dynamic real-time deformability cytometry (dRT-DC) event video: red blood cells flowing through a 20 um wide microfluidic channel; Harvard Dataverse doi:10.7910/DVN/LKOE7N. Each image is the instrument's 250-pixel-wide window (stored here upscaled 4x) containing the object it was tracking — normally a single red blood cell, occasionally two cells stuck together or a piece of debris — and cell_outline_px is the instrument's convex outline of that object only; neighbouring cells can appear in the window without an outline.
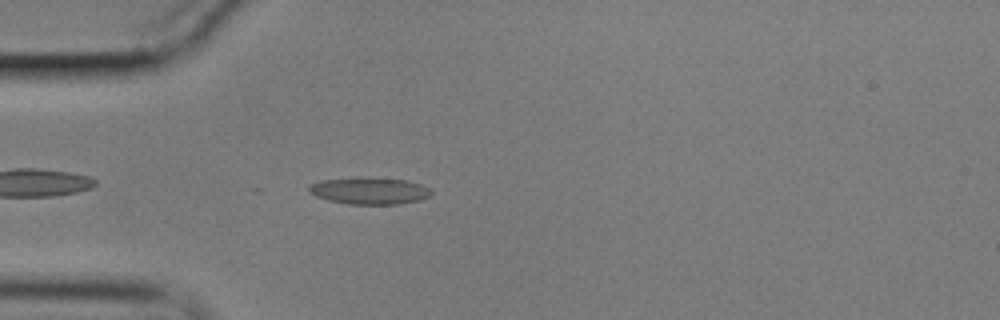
{"species": "common noctule bat (a hibernating species)", "species_latin": "Nyctalus noctula", "temperature_condition": "cold", "stored_images_in_passage": 48, "camera_frame_rate_fps": 3000, "um_per_image_px": 0.085, "animal": {"sex": "male", "body_mass_g": 17.9}, "frame": {"image": 1, "passage_image": 6, "time_ms": 1.667, "image_size_px": [1000, 320], "cell_outline_px": [[432, 192], [428, 196], [420, 200], [396, 204], [348, 204], [328, 200], [316, 196], [308, 192], [308, 184], [320, 180], [360, 176], [368, 176], [404, 180], [420, 184], [428, 188]], "centroid_in_image_um": [31.33, 16.19], "position_along_channel_um": 53.7, "area_um2": 19.42}}
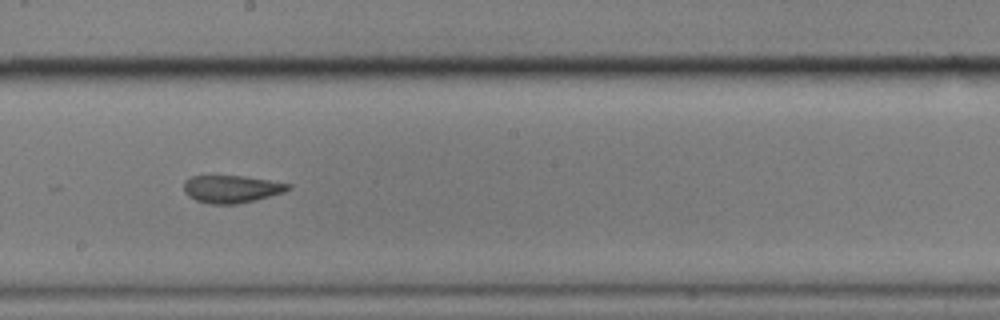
{"frame": {"image": 2, "passage_image": 22, "time_ms": 7.0, "image_size_px": [1000, 320], "cell_outline_px": [[292, 188], [284, 192], [256, 200], [236, 204], [208, 204], [196, 200], [188, 196], [184, 192], [184, 180], [192, 176], [244, 176], [292, 184]], "centroid_in_image_um": [19.68, 16.07], "position_along_channel_um": 228.5, "area_um2": 16.82}}
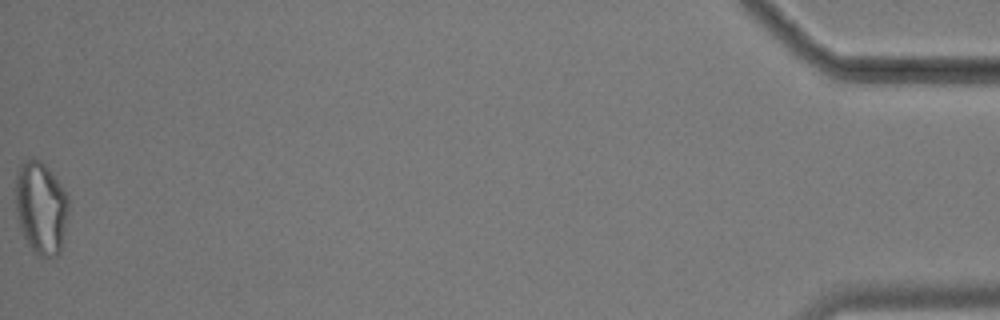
{"frame": {"image": 3, "passage_image": 48, "time_ms": 15.667, "image_size_px": [1000, 320], "cell_outline_px": [[68, 208], [60, 252], [56, 256], [40, 256], [28, 244], [20, 228], [16, 212], [16, 168], [24, 160], [40, 160], [48, 168], [60, 184], [68, 196]], "centroid_in_image_um": [3.46, 17.63], "position_along_channel_um": 431.7, "area_um2": 28.21}, "authors_computed_cell_mechanics": {"area_um2": 18.3515, "velocity_mm_per_s": 3.448, "shape_relaxation_time_tau1_ms": null, "shape_relaxation_time_tau2_ms": 3.2732, "deformation_change_tau1": null, "deformation_change_tau2": 0.0764}}